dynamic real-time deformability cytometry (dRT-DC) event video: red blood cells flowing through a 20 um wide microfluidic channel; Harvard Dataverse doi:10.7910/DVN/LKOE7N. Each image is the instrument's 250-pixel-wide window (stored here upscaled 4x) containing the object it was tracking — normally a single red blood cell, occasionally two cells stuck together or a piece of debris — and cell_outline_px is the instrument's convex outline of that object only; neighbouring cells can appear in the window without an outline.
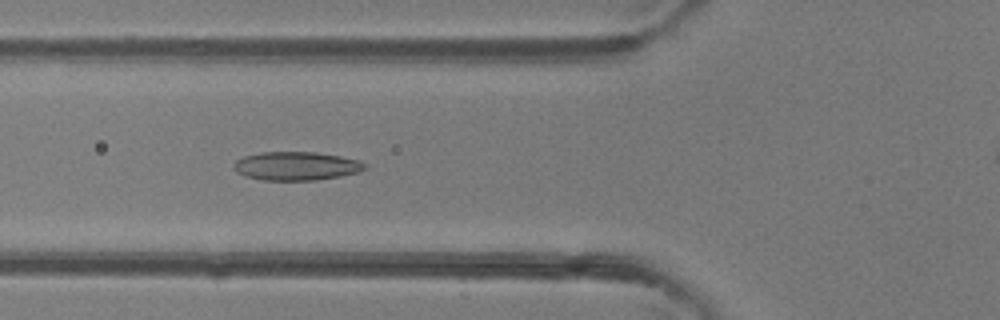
{"species": "common noctule bat (a hibernating species)", "species_latin": "Nyctalus noctula", "temperature_condition": "room temperature", "stored_images_in_passage": 40, "camera_frame_rate_fps": 3000, "um_per_image_px": 0.085, "animal": {"sex": "female"}, "frame": {"image": 1, "passage_image": 16, "time_ms": 5.0, "image_size_px": [1000, 320], "cell_outline_px": [[368, 168], [360, 172], [340, 176], [316, 180], [264, 180], [244, 176], [236, 172], [232, 168], [236, 160], [244, 156], [260, 152], [316, 152], [340, 156], [360, 160], [368, 164]], "centroid_in_image_um": [25.21, 14.11], "position_along_channel_um": 100.6, "area_um2": 22.08}}
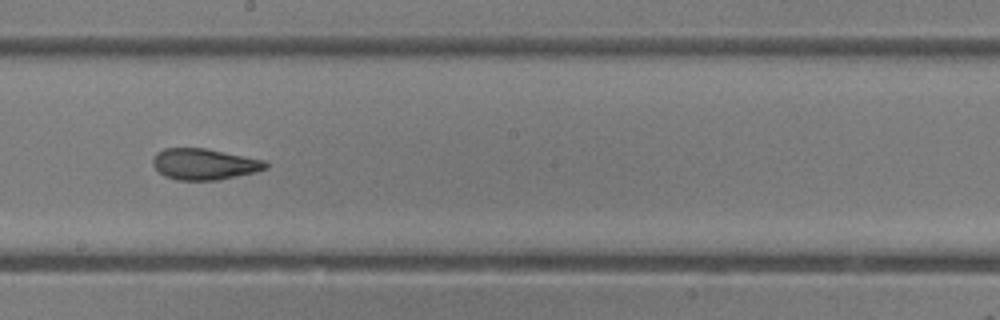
{"frame": {"image": 2, "passage_image": 25, "time_ms": 8.0, "image_size_px": [1000, 320], "cell_outline_px": [[268, 168], [256, 172], [220, 180], [176, 180], [164, 176], [152, 164], [152, 160], [156, 152], [164, 148], [204, 148], [264, 160], [268, 164]], "centroid_in_image_um": [17.35, 13.96], "position_along_channel_um": 230.8, "area_um2": 20.52}}
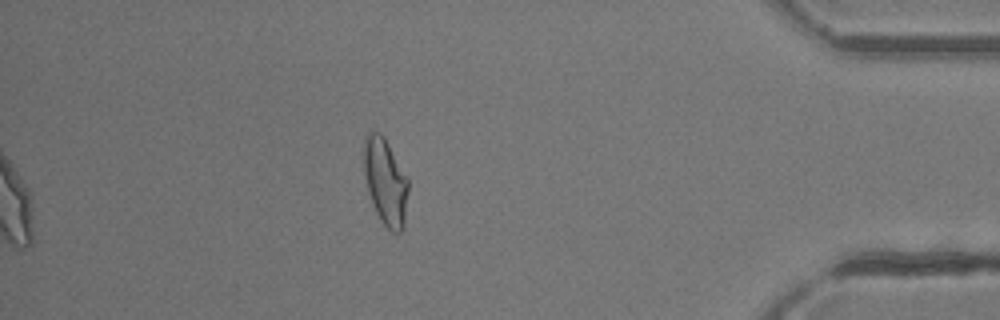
{"frame": {"image": 3, "passage_image": 40, "time_ms": 13.0, "image_size_px": [1000, 320], "cell_outline_px": [[408, 192], [404, 228], [400, 232], [392, 232], [384, 224], [376, 212], [372, 204], [368, 192], [364, 176], [364, 136], [368, 132], [380, 132], [384, 136], [408, 180]], "centroid_in_image_um": [32.75, 15.44], "position_along_channel_um": 402.4, "area_um2": 22.37}, "authors_computed_cell_mechanics": {"area_um2": 21.9929, "velocity_mm_per_s": 4.3197, "shape_relaxation_time_tau1_ms": null, "shape_relaxation_time_tau2_ms": 1.6892, "deformation_change_tau1": null, "deformation_change_tau2": 0.0851}}